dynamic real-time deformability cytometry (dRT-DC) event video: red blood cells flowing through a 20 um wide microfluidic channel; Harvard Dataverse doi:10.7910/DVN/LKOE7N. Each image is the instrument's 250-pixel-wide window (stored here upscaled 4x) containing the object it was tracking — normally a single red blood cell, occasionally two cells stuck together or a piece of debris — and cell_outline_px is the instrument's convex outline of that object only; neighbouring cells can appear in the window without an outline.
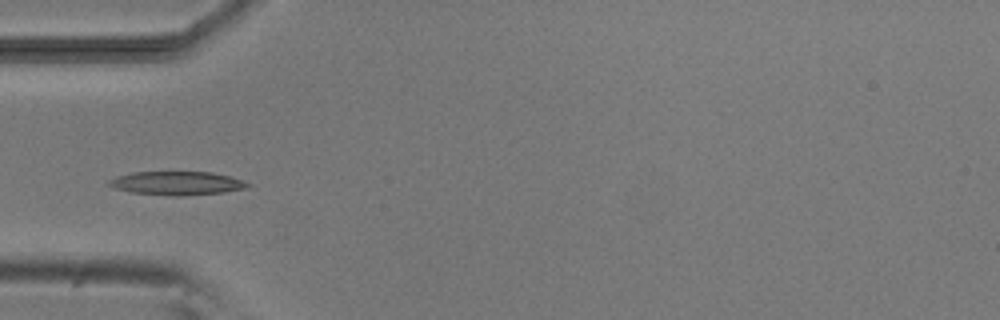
{"species": "common noctule bat (a hibernating species)", "species_latin": "Nyctalus noctula", "temperature_condition": "room temperature", "stored_images_in_passage": 7, "camera_frame_rate_fps": 3000, "um_per_image_px": 0.085, "animal": {"sex": "male", "body_mass_g": 20.5, "forearm_length_mm": 52.5}, "frame": {"image": 1, "passage_image": 5, "time_ms": 4.667, "image_size_px": [1000, 320], "cell_outline_px": [[252, 184], [248, 188], [224, 192], [180, 196], [172, 196], [132, 192], [116, 188], [108, 184], [108, 180], [116, 176], [132, 172], [212, 172], [228, 176]], "centroid_in_image_um": [15.04, 15.57], "position_along_channel_um": 70.0, "area_um2": 18.96}}
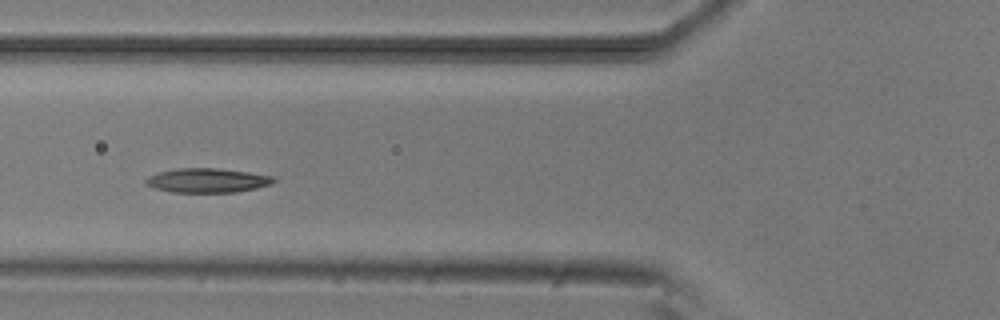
{"frame": {"image": 2, "passage_image": 6, "time_ms": 5.667, "image_size_px": [1000, 320], "cell_outline_px": [[276, 180], [268, 184], [256, 188], [236, 192], [172, 192], [156, 188], [144, 184], [144, 180], [148, 176], [160, 172], [176, 168], [216, 168], [248, 172], [276, 176]], "centroid_in_image_um": [17.61, 15.33], "position_along_channel_um": 108.2, "area_um2": 18.03}}
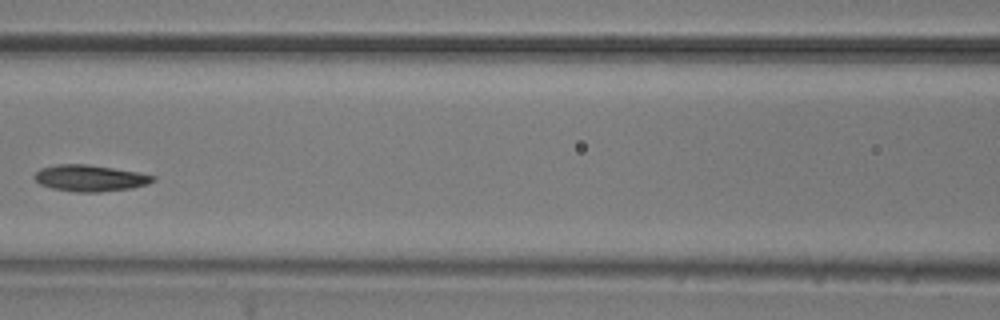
{"frame": {"image": 3, "passage_image": 7, "time_ms": 7.0, "image_size_px": [1000, 320], "cell_outline_px": [[156, 180], [148, 184], [132, 188], [100, 192], [76, 192], [52, 188], [40, 184], [32, 176], [40, 168], [56, 164], [88, 164], [136, 172], [156, 176]], "centroid_in_image_um": [7.64, 15.14], "position_along_channel_um": 159.0, "area_um2": 18.26}}